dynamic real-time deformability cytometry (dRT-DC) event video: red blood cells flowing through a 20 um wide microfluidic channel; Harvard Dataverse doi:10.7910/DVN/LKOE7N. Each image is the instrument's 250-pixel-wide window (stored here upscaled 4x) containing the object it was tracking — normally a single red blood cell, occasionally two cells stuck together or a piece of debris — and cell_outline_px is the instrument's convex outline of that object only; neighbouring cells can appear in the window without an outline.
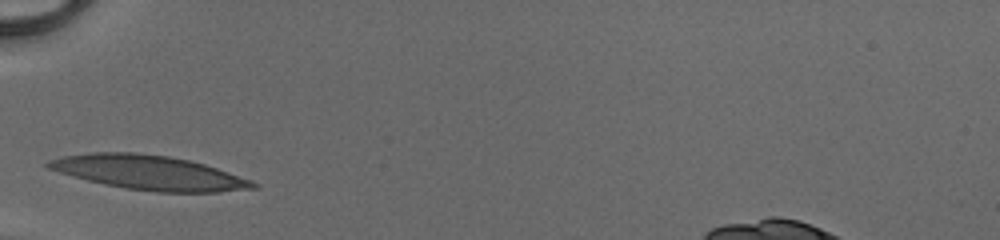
{"species": "human", "species_latin": "Homo sapiens", "temperature_condition": "cold", "stored_images_in_passage": 25, "camera_frame_rate_fps": 3000, "um_per_image_px": 0.085, "donor": {"sex": "male"}, "frame": {"image": 1, "passage_image": 1, "time_ms": 0.0, "image_size_px": [1000, 240], "cell_outline_px": [[260, 188], [216, 192], [156, 192], [124, 188], [104, 184], [72, 176], [48, 168], [44, 164], [48, 160], [64, 156], [92, 152], [136, 152], [168, 156], [188, 160], [204, 164], [252, 180], [260, 184]], "centroid_in_image_um": [12.69, 14.67], "position_along_channel_um": 72.3, "area_um2": 40.92}}
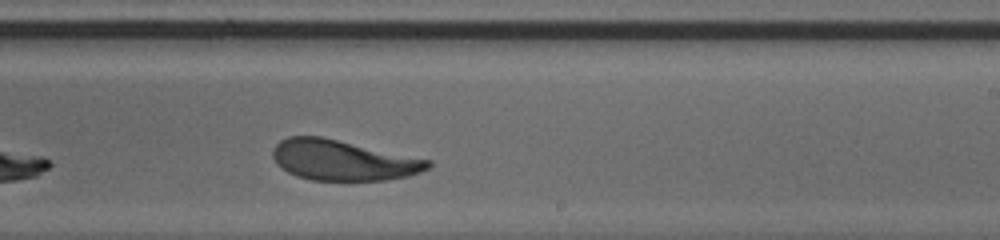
{"frame": {"image": 2, "passage_image": 15, "time_ms": 4.667, "image_size_px": [1000, 240], "cell_outline_px": [[432, 164], [428, 168], [420, 172], [408, 176], [388, 180], [348, 184], [312, 180], [296, 176], [288, 172], [272, 156], [272, 148], [280, 140], [288, 136], [320, 136], [432, 160]], "centroid_in_image_um": [29.18, 13.67], "position_along_channel_um": 259.8, "area_um2": 37.45}}
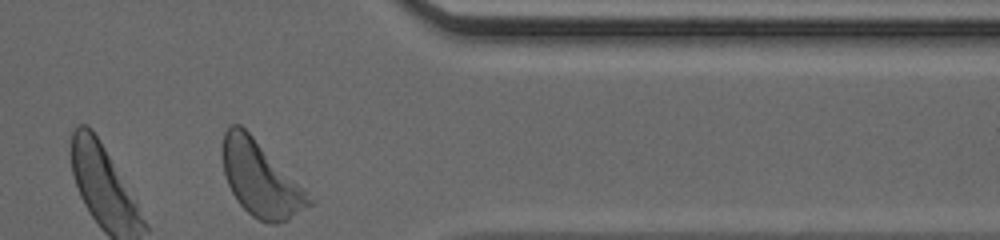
{"frame": {"image": 3, "passage_image": 25, "time_ms": 8.0, "image_size_px": [1000, 240], "cell_outline_px": [[316, 200], [312, 204], [288, 220], [276, 224], [268, 224], [252, 216], [240, 204], [232, 192], [228, 184], [224, 172], [224, 132], [232, 124], [240, 124]], "centroid_in_image_um": [22.19, 15.26], "position_along_channel_um": 389.2, "area_um2": 36.93}, "authors_computed_cell_mechanics": {"area_um2": 36.9342, "velocity_mm_per_s": 4.0828, "shape_relaxation_time_tau1_ms": 2.3949, "shape_relaxation_time_tau2_ms": 1.8207, "deformation_change_tau1": 0.1571, "deformation_change_tau2": 0.1008}}